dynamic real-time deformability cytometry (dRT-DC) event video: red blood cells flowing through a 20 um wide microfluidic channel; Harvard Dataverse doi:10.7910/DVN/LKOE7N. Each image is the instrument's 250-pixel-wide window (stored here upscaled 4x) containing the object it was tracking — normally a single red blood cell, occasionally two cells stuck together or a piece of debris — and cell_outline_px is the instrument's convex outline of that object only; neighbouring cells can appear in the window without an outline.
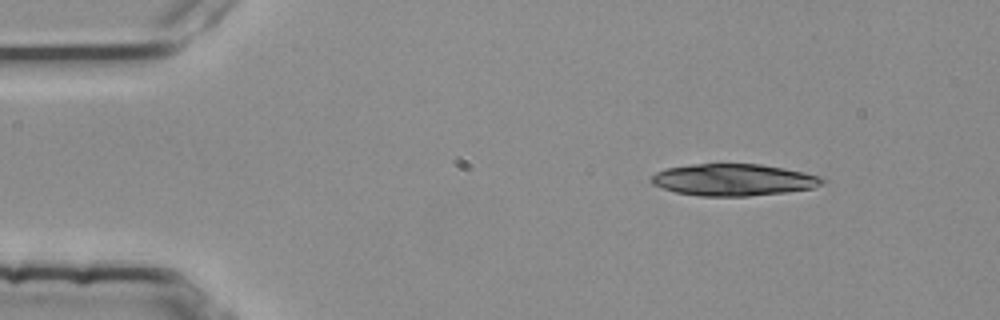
{"species": "common noctule bat (a hibernating species)", "species_latin": "Nyctalus noctula", "temperature_condition": "room temperature", "stored_images_in_passage": 2, "camera_frame_rate_fps": 3000, "um_per_image_px": 0.085, "animal": {"sex": "female", "body_mass_g": 25.1}, "frame": {"image": 1, "passage_image": 1, "time_ms": 0.0, "image_size_px": [1000, 320], "cell_outline_px": [[828, 180], [812, 188], [788, 192], [748, 196], [700, 196], [676, 192], [652, 184], [648, 180], [656, 172], [668, 168], [688, 164], [760, 164], [784, 168], [816, 176]], "centroid_in_image_um": [62.3, 15.29], "position_along_channel_um": 22.7, "area_um2": 31.56}}